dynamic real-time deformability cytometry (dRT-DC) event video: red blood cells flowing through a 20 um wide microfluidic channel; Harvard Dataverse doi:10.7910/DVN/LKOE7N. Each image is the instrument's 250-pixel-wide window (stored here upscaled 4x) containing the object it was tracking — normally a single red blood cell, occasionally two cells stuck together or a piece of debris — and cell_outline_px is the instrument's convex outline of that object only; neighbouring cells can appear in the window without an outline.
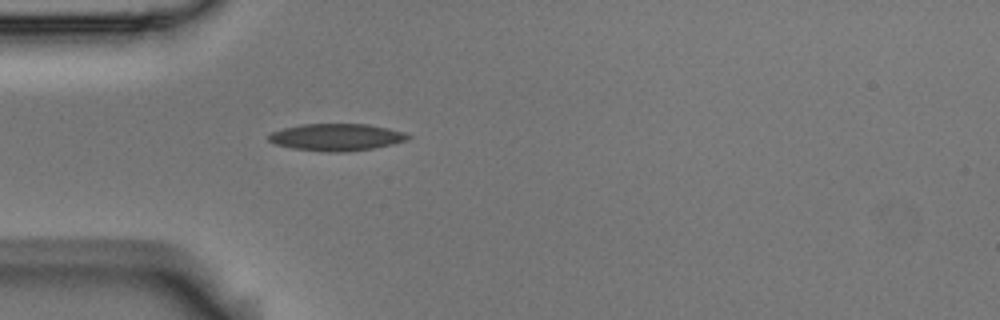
{"species": "Egyptian fruit bat (a non-hibernating species)", "species_latin": "Rousettus aegyptiacus", "temperature_condition": "room temperature", "stored_images_in_passage": 1, "camera_frame_rate_fps": 3000, "um_per_image_px": 0.085, "animal": {"sex": "male"}, "frame": {"image": 1, "passage_image": 1, "time_ms": 0.0, "image_size_px": [1000, 320], "cell_outline_px": [[412, 136], [408, 140], [376, 148], [344, 152], [320, 152], [292, 148], [276, 144], [268, 140], [268, 136], [272, 132], [284, 128], [300, 124], [368, 124], [388, 128], [404, 132]], "centroid_in_image_um": [28.62, 11.67], "position_along_channel_um": 56.4, "area_um2": 22.14}}